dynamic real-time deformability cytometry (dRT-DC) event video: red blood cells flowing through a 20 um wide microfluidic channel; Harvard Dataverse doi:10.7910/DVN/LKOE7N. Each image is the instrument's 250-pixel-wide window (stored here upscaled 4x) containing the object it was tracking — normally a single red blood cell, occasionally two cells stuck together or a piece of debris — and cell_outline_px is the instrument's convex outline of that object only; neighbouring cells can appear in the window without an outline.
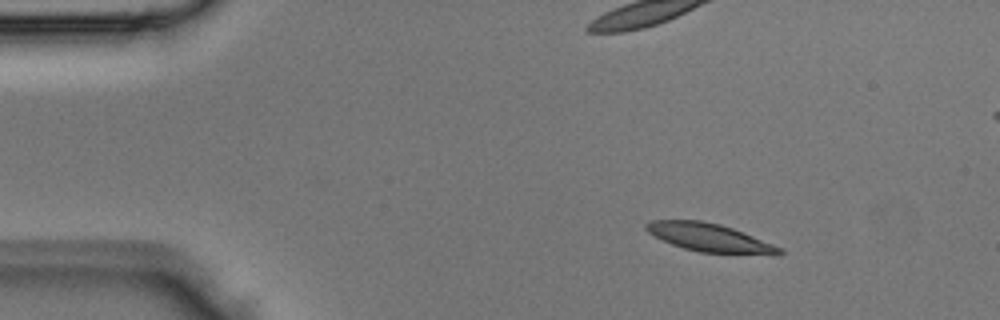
{"species": "Egyptian fruit bat (a non-hibernating species)", "species_latin": "Rousettus aegyptiacus", "temperature_condition": "room temperature", "stored_images_in_passage": 4, "camera_frame_rate_fps": 3000, "um_per_image_px": 0.085, "animal": {"sex": "male"}, "frame": {"image": 1, "passage_image": 1, "time_ms": 0.0, "image_size_px": [1000, 320], "cell_outline_px": [[784, 252], [780, 256], [776, 256], [700, 252], [684, 248], [672, 244], [648, 232], [644, 228], [644, 224], [652, 220], [700, 220], [720, 224], [732, 228], [784, 248]], "centroid_in_image_um": [60.41, 20.22], "position_along_channel_um": 24.6, "area_um2": 22.14}}